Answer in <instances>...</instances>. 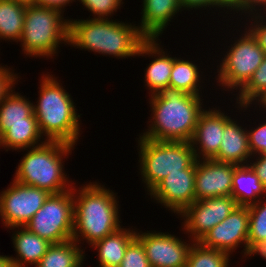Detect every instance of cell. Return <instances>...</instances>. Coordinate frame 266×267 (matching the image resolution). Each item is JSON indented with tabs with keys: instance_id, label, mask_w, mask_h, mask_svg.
I'll list each match as a JSON object with an SVG mask.
<instances>
[{
	"instance_id": "21",
	"label": "cell",
	"mask_w": 266,
	"mask_h": 267,
	"mask_svg": "<svg viewBox=\"0 0 266 267\" xmlns=\"http://www.w3.org/2000/svg\"><path fill=\"white\" fill-rule=\"evenodd\" d=\"M136 238V231L120 227L103 239L96 241L100 267H119L128 245Z\"/></svg>"
},
{
	"instance_id": "39",
	"label": "cell",
	"mask_w": 266,
	"mask_h": 267,
	"mask_svg": "<svg viewBox=\"0 0 266 267\" xmlns=\"http://www.w3.org/2000/svg\"><path fill=\"white\" fill-rule=\"evenodd\" d=\"M259 254L264 260H266V240L258 242H248L244 256H252Z\"/></svg>"
},
{
	"instance_id": "9",
	"label": "cell",
	"mask_w": 266,
	"mask_h": 267,
	"mask_svg": "<svg viewBox=\"0 0 266 267\" xmlns=\"http://www.w3.org/2000/svg\"><path fill=\"white\" fill-rule=\"evenodd\" d=\"M222 57L218 69L220 85L229 89H242L262 63L264 51L247 28Z\"/></svg>"
},
{
	"instance_id": "41",
	"label": "cell",
	"mask_w": 266,
	"mask_h": 267,
	"mask_svg": "<svg viewBox=\"0 0 266 267\" xmlns=\"http://www.w3.org/2000/svg\"><path fill=\"white\" fill-rule=\"evenodd\" d=\"M240 0H216V3L220 6V8H227L232 11L235 10L239 6Z\"/></svg>"
},
{
	"instance_id": "6",
	"label": "cell",
	"mask_w": 266,
	"mask_h": 267,
	"mask_svg": "<svg viewBox=\"0 0 266 267\" xmlns=\"http://www.w3.org/2000/svg\"><path fill=\"white\" fill-rule=\"evenodd\" d=\"M57 9L39 5L26 6L22 36L24 54L29 57H52L60 43L68 44L69 20ZM64 41V42H63Z\"/></svg>"
},
{
	"instance_id": "24",
	"label": "cell",
	"mask_w": 266,
	"mask_h": 267,
	"mask_svg": "<svg viewBox=\"0 0 266 267\" xmlns=\"http://www.w3.org/2000/svg\"><path fill=\"white\" fill-rule=\"evenodd\" d=\"M83 249L74 240L51 244L35 267H78L85 259Z\"/></svg>"
},
{
	"instance_id": "2",
	"label": "cell",
	"mask_w": 266,
	"mask_h": 267,
	"mask_svg": "<svg viewBox=\"0 0 266 267\" xmlns=\"http://www.w3.org/2000/svg\"><path fill=\"white\" fill-rule=\"evenodd\" d=\"M146 37L138 26L109 19H69L68 45L103 55L128 58L137 55Z\"/></svg>"
},
{
	"instance_id": "13",
	"label": "cell",
	"mask_w": 266,
	"mask_h": 267,
	"mask_svg": "<svg viewBox=\"0 0 266 267\" xmlns=\"http://www.w3.org/2000/svg\"><path fill=\"white\" fill-rule=\"evenodd\" d=\"M148 194L165 208L180 214L196 201L195 161L187 169L167 175Z\"/></svg>"
},
{
	"instance_id": "10",
	"label": "cell",
	"mask_w": 266,
	"mask_h": 267,
	"mask_svg": "<svg viewBox=\"0 0 266 267\" xmlns=\"http://www.w3.org/2000/svg\"><path fill=\"white\" fill-rule=\"evenodd\" d=\"M0 194V217L5 227H24L43 206L50 193L13 180Z\"/></svg>"
},
{
	"instance_id": "23",
	"label": "cell",
	"mask_w": 266,
	"mask_h": 267,
	"mask_svg": "<svg viewBox=\"0 0 266 267\" xmlns=\"http://www.w3.org/2000/svg\"><path fill=\"white\" fill-rule=\"evenodd\" d=\"M38 122L0 124V147L12 150H27L43 144ZM39 142V143H38ZM27 148V149H26Z\"/></svg>"
},
{
	"instance_id": "4",
	"label": "cell",
	"mask_w": 266,
	"mask_h": 267,
	"mask_svg": "<svg viewBox=\"0 0 266 267\" xmlns=\"http://www.w3.org/2000/svg\"><path fill=\"white\" fill-rule=\"evenodd\" d=\"M39 100L34 114L45 141H58L74 146L80 135V115L74 102L53 75H42Z\"/></svg>"
},
{
	"instance_id": "1",
	"label": "cell",
	"mask_w": 266,
	"mask_h": 267,
	"mask_svg": "<svg viewBox=\"0 0 266 267\" xmlns=\"http://www.w3.org/2000/svg\"><path fill=\"white\" fill-rule=\"evenodd\" d=\"M152 121L141 137L157 141L190 142L202 108L200 96L171 86L150 95ZM151 126V127H150Z\"/></svg>"
},
{
	"instance_id": "19",
	"label": "cell",
	"mask_w": 266,
	"mask_h": 267,
	"mask_svg": "<svg viewBox=\"0 0 266 267\" xmlns=\"http://www.w3.org/2000/svg\"><path fill=\"white\" fill-rule=\"evenodd\" d=\"M251 157L247 130L238 125L237 121L231 119L224 126L220 149L214 160L238 166L248 165L247 161Z\"/></svg>"
},
{
	"instance_id": "16",
	"label": "cell",
	"mask_w": 266,
	"mask_h": 267,
	"mask_svg": "<svg viewBox=\"0 0 266 267\" xmlns=\"http://www.w3.org/2000/svg\"><path fill=\"white\" fill-rule=\"evenodd\" d=\"M230 120L231 117L225 115L220 109H210L209 107V110H204L200 114L190 141L197 160L214 159L218 155L224 135V126Z\"/></svg>"
},
{
	"instance_id": "25",
	"label": "cell",
	"mask_w": 266,
	"mask_h": 267,
	"mask_svg": "<svg viewBox=\"0 0 266 267\" xmlns=\"http://www.w3.org/2000/svg\"><path fill=\"white\" fill-rule=\"evenodd\" d=\"M13 91L11 90L0 102V124L38 122L34 114V104Z\"/></svg>"
},
{
	"instance_id": "43",
	"label": "cell",
	"mask_w": 266,
	"mask_h": 267,
	"mask_svg": "<svg viewBox=\"0 0 266 267\" xmlns=\"http://www.w3.org/2000/svg\"><path fill=\"white\" fill-rule=\"evenodd\" d=\"M13 1H16L26 6L37 5V0H13Z\"/></svg>"
},
{
	"instance_id": "42",
	"label": "cell",
	"mask_w": 266,
	"mask_h": 267,
	"mask_svg": "<svg viewBox=\"0 0 266 267\" xmlns=\"http://www.w3.org/2000/svg\"><path fill=\"white\" fill-rule=\"evenodd\" d=\"M0 267H13L9 256L0 255Z\"/></svg>"
},
{
	"instance_id": "28",
	"label": "cell",
	"mask_w": 266,
	"mask_h": 267,
	"mask_svg": "<svg viewBox=\"0 0 266 267\" xmlns=\"http://www.w3.org/2000/svg\"><path fill=\"white\" fill-rule=\"evenodd\" d=\"M230 255L224 251L204 247L193 242L190 247L186 267H228Z\"/></svg>"
},
{
	"instance_id": "34",
	"label": "cell",
	"mask_w": 266,
	"mask_h": 267,
	"mask_svg": "<svg viewBox=\"0 0 266 267\" xmlns=\"http://www.w3.org/2000/svg\"><path fill=\"white\" fill-rule=\"evenodd\" d=\"M250 18L254 23L251 22L250 27L248 26L249 28L248 30L255 37V39L258 42V45L260 46V48L264 51V54L266 55V22H265L266 15L263 16V14L259 13V14L250 16Z\"/></svg>"
},
{
	"instance_id": "35",
	"label": "cell",
	"mask_w": 266,
	"mask_h": 267,
	"mask_svg": "<svg viewBox=\"0 0 266 267\" xmlns=\"http://www.w3.org/2000/svg\"><path fill=\"white\" fill-rule=\"evenodd\" d=\"M10 68L0 65V102L12 90L18 79Z\"/></svg>"
},
{
	"instance_id": "3",
	"label": "cell",
	"mask_w": 266,
	"mask_h": 267,
	"mask_svg": "<svg viewBox=\"0 0 266 267\" xmlns=\"http://www.w3.org/2000/svg\"><path fill=\"white\" fill-rule=\"evenodd\" d=\"M72 188L74 200L72 240L78 244L86 240L89 245H93L121 227L116 193L106 189L104 185L101 187L97 182L95 184L90 182L78 188V191L74 186Z\"/></svg>"
},
{
	"instance_id": "30",
	"label": "cell",
	"mask_w": 266,
	"mask_h": 267,
	"mask_svg": "<svg viewBox=\"0 0 266 267\" xmlns=\"http://www.w3.org/2000/svg\"><path fill=\"white\" fill-rule=\"evenodd\" d=\"M263 201L260 199L257 203L248 206V242L266 240V200Z\"/></svg>"
},
{
	"instance_id": "29",
	"label": "cell",
	"mask_w": 266,
	"mask_h": 267,
	"mask_svg": "<svg viewBox=\"0 0 266 267\" xmlns=\"http://www.w3.org/2000/svg\"><path fill=\"white\" fill-rule=\"evenodd\" d=\"M266 93V55L248 83L239 90L236 103L242 108L251 106ZM239 101V102H238Z\"/></svg>"
},
{
	"instance_id": "40",
	"label": "cell",
	"mask_w": 266,
	"mask_h": 267,
	"mask_svg": "<svg viewBox=\"0 0 266 267\" xmlns=\"http://www.w3.org/2000/svg\"><path fill=\"white\" fill-rule=\"evenodd\" d=\"M72 1L75 0H37V5L57 9L63 13V8Z\"/></svg>"
},
{
	"instance_id": "5",
	"label": "cell",
	"mask_w": 266,
	"mask_h": 267,
	"mask_svg": "<svg viewBox=\"0 0 266 267\" xmlns=\"http://www.w3.org/2000/svg\"><path fill=\"white\" fill-rule=\"evenodd\" d=\"M73 148L75 147L70 144L58 141H46L30 148L20 161L13 180L46 190L50 194L72 189L62 163Z\"/></svg>"
},
{
	"instance_id": "38",
	"label": "cell",
	"mask_w": 266,
	"mask_h": 267,
	"mask_svg": "<svg viewBox=\"0 0 266 267\" xmlns=\"http://www.w3.org/2000/svg\"><path fill=\"white\" fill-rule=\"evenodd\" d=\"M181 3V8L184 9H198V8H202L204 7L206 9V7H218L220 8V6L216 3V0H180Z\"/></svg>"
},
{
	"instance_id": "26",
	"label": "cell",
	"mask_w": 266,
	"mask_h": 267,
	"mask_svg": "<svg viewBox=\"0 0 266 267\" xmlns=\"http://www.w3.org/2000/svg\"><path fill=\"white\" fill-rule=\"evenodd\" d=\"M26 5L13 0H0V39L20 41Z\"/></svg>"
},
{
	"instance_id": "33",
	"label": "cell",
	"mask_w": 266,
	"mask_h": 267,
	"mask_svg": "<svg viewBox=\"0 0 266 267\" xmlns=\"http://www.w3.org/2000/svg\"><path fill=\"white\" fill-rule=\"evenodd\" d=\"M248 134V143L252 156L260 154H266V122L263 124L260 123L254 129L247 131Z\"/></svg>"
},
{
	"instance_id": "32",
	"label": "cell",
	"mask_w": 266,
	"mask_h": 267,
	"mask_svg": "<svg viewBox=\"0 0 266 267\" xmlns=\"http://www.w3.org/2000/svg\"><path fill=\"white\" fill-rule=\"evenodd\" d=\"M94 16V19H108L120 8L122 0H79ZM97 15V16H96ZM107 16V17H106Z\"/></svg>"
},
{
	"instance_id": "17",
	"label": "cell",
	"mask_w": 266,
	"mask_h": 267,
	"mask_svg": "<svg viewBox=\"0 0 266 267\" xmlns=\"http://www.w3.org/2000/svg\"><path fill=\"white\" fill-rule=\"evenodd\" d=\"M157 38H146L140 45L136 56H154V60L149 64L145 71L146 86L149 87L151 95L157 94L161 89L169 86L173 57L165 55L160 47ZM159 45V46H158ZM156 54V55H155Z\"/></svg>"
},
{
	"instance_id": "37",
	"label": "cell",
	"mask_w": 266,
	"mask_h": 267,
	"mask_svg": "<svg viewBox=\"0 0 266 267\" xmlns=\"http://www.w3.org/2000/svg\"><path fill=\"white\" fill-rule=\"evenodd\" d=\"M256 158L257 159L255 160V162H250L249 165L255 171L260 182L266 188V154H260L259 156L257 155Z\"/></svg>"
},
{
	"instance_id": "27",
	"label": "cell",
	"mask_w": 266,
	"mask_h": 267,
	"mask_svg": "<svg viewBox=\"0 0 266 267\" xmlns=\"http://www.w3.org/2000/svg\"><path fill=\"white\" fill-rule=\"evenodd\" d=\"M200 79L201 77L197 65L193 64L191 61L173 57L169 86L183 90L188 94L200 96Z\"/></svg>"
},
{
	"instance_id": "20",
	"label": "cell",
	"mask_w": 266,
	"mask_h": 267,
	"mask_svg": "<svg viewBox=\"0 0 266 267\" xmlns=\"http://www.w3.org/2000/svg\"><path fill=\"white\" fill-rule=\"evenodd\" d=\"M16 228H18V230H15L12 234V240L17 256L16 258L12 256L9 257L12 266L26 267L25 265L27 263L31 265L34 264L36 266L43 255L47 252L51 243L29 231L25 226L22 228L13 227L10 228V230H14Z\"/></svg>"
},
{
	"instance_id": "12",
	"label": "cell",
	"mask_w": 266,
	"mask_h": 267,
	"mask_svg": "<svg viewBox=\"0 0 266 267\" xmlns=\"http://www.w3.org/2000/svg\"><path fill=\"white\" fill-rule=\"evenodd\" d=\"M151 267H186L192 243L163 232H137ZM191 244V245H190Z\"/></svg>"
},
{
	"instance_id": "14",
	"label": "cell",
	"mask_w": 266,
	"mask_h": 267,
	"mask_svg": "<svg viewBox=\"0 0 266 267\" xmlns=\"http://www.w3.org/2000/svg\"><path fill=\"white\" fill-rule=\"evenodd\" d=\"M249 210L247 206L236 207L226 219L208 231L199 241L204 247L214 248L231 255L238 245H248ZM241 243V244H240Z\"/></svg>"
},
{
	"instance_id": "31",
	"label": "cell",
	"mask_w": 266,
	"mask_h": 267,
	"mask_svg": "<svg viewBox=\"0 0 266 267\" xmlns=\"http://www.w3.org/2000/svg\"><path fill=\"white\" fill-rule=\"evenodd\" d=\"M119 267H151L144 246L137 238L128 245Z\"/></svg>"
},
{
	"instance_id": "44",
	"label": "cell",
	"mask_w": 266,
	"mask_h": 267,
	"mask_svg": "<svg viewBox=\"0 0 266 267\" xmlns=\"http://www.w3.org/2000/svg\"><path fill=\"white\" fill-rule=\"evenodd\" d=\"M258 102V105L259 107L262 106V108H266V93L257 101Z\"/></svg>"
},
{
	"instance_id": "22",
	"label": "cell",
	"mask_w": 266,
	"mask_h": 267,
	"mask_svg": "<svg viewBox=\"0 0 266 267\" xmlns=\"http://www.w3.org/2000/svg\"><path fill=\"white\" fill-rule=\"evenodd\" d=\"M264 193H266V188L249 164L238 165L234 168L231 196L236 200L238 206L248 207L257 203Z\"/></svg>"
},
{
	"instance_id": "7",
	"label": "cell",
	"mask_w": 266,
	"mask_h": 267,
	"mask_svg": "<svg viewBox=\"0 0 266 267\" xmlns=\"http://www.w3.org/2000/svg\"><path fill=\"white\" fill-rule=\"evenodd\" d=\"M142 181L150 193L167 175L187 169L195 160L190 142L157 141L139 136Z\"/></svg>"
},
{
	"instance_id": "15",
	"label": "cell",
	"mask_w": 266,
	"mask_h": 267,
	"mask_svg": "<svg viewBox=\"0 0 266 267\" xmlns=\"http://www.w3.org/2000/svg\"><path fill=\"white\" fill-rule=\"evenodd\" d=\"M237 165L214 159L195 160L196 200L231 196L232 176Z\"/></svg>"
},
{
	"instance_id": "11",
	"label": "cell",
	"mask_w": 266,
	"mask_h": 267,
	"mask_svg": "<svg viewBox=\"0 0 266 267\" xmlns=\"http://www.w3.org/2000/svg\"><path fill=\"white\" fill-rule=\"evenodd\" d=\"M238 207L232 196H218L196 200L179 215L184 219L183 231L189 233L192 243L199 242L213 227L218 225ZM187 231V232H186Z\"/></svg>"
},
{
	"instance_id": "18",
	"label": "cell",
	"mask_w": 266,
	"mask_h": 267,
	"mask_svg": "<svg viewBox=\"0 0 266 267\" xmlns=\"http://www.w3.org/2000/svg\"><path fill=\"white\" fill-rule=\"evenodd\" d=\"M142 18L138 28L146 38H158L181 8L180 0H142ZM173 17V18H172ZM171 19V20H170Z\"/></svg>"
},
{
	"instance_id": "36",
	"label": "cell",
	"mask_w": 266,
	"mask_h": 267,
	"mask_svg": "<svg viewBox=\"0 0 266 267\" xmlns=\"http://www.w3.org/2000/svg\"><path fill=\"white\" fill-rule=\"evenodd\" d=\"M261 7L260 12L257 10ZM263 7V8H262ZM266 0H240L239 1V6L235 9L237 12H242V14L245 12V14H249L248 18L250 15H255L261 13V11L264 9V14H266ZM258 11V12H257Z\"/></svg>"
},
{
	"instance_id": "8",
	"label": "cell",
	"mask_w": 266,
	"mask_h": 267,
	"mask_svg": "<svg viewBox=\"0 0 266 267\" xmlns=\"http://www.w3.org/2000/svg\"><path fill=\"white\" fill-rule=\"evenodd\" d=\"M25 227L51 244L71 240L74 227L73 189L50 194Z\"/></svg>"
}]
</instances>
